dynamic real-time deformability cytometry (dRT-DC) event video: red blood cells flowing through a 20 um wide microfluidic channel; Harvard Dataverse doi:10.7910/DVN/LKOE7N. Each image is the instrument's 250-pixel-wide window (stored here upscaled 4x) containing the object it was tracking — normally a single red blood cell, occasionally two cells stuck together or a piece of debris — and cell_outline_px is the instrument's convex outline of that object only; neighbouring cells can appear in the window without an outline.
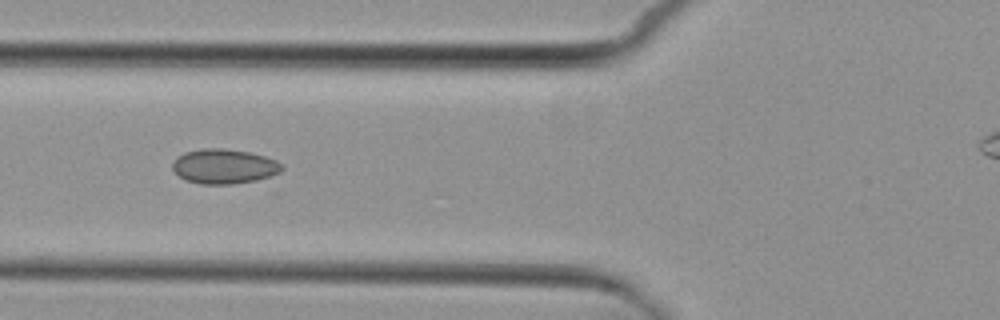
{"species": "common noctule bat (a hibernating species)", "species_latin": "Nyctalus noctula", "temperature_condition": "cold", "stored_images_in_passage": 5, "camera_frame_rate_fps": 3000, "um_per_image_px": 0.085, "animal": {"sex": "female", "body_mass_g": 29.2, "forearm_length_mm": 56.3}, "frame": {"image": 1, "passage_image": 5, "time_ms": 5.667, "image_size_px": [1000, 320], "cell_outline_px": [[284, 168], [280, 172], [268, 180], [232, 184], [200, 184], [184, 180], [172, 168], [172, 164], [184, 152], [204, 148], [224, 148], [248, 152], [264, 156], [276, 160], [284, 164]], "centroid_in_image_um": [19.14, 14.16], "position_along_channel_um": 106.7, "area_um2": 22.54}}